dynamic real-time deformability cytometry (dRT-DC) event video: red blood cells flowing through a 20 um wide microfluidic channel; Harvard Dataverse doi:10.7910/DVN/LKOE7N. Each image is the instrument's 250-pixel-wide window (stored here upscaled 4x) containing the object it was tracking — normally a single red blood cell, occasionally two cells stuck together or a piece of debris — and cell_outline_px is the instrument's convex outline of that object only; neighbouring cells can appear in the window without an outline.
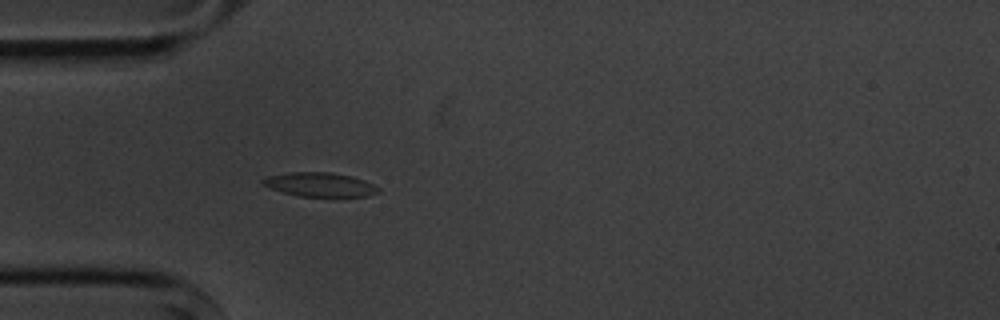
{"species": "common noctule bat (a hibernating species)", "species_latin": "Nyctalus noctula", "temperature_condition": "cold", "stored_images_in_passage": 4, "camera_frame_rate_fps": 3000, "um_per_image_px": 0.085, "animal": {"sex": "male", "body_mass_g": 20.1, "forearm_length_mm": 53.5}, "frame": {"image": 1, "passage_image": 4, "time_ms": 3.333, "image_size_px": [1000, 320], "cell_outline_px": [[380, 192], [368, 196], [300, 196], [284, 192], [272, 188], [264, 184], [260, 180], [268, 176], [288, 172], [332, 172], [352, 176], [364, 180], [380, 188]], "centroid_in_image_um": [27.23, 15.68], "position_along_channel_um": 57.8, "area_um2": 16.07}}